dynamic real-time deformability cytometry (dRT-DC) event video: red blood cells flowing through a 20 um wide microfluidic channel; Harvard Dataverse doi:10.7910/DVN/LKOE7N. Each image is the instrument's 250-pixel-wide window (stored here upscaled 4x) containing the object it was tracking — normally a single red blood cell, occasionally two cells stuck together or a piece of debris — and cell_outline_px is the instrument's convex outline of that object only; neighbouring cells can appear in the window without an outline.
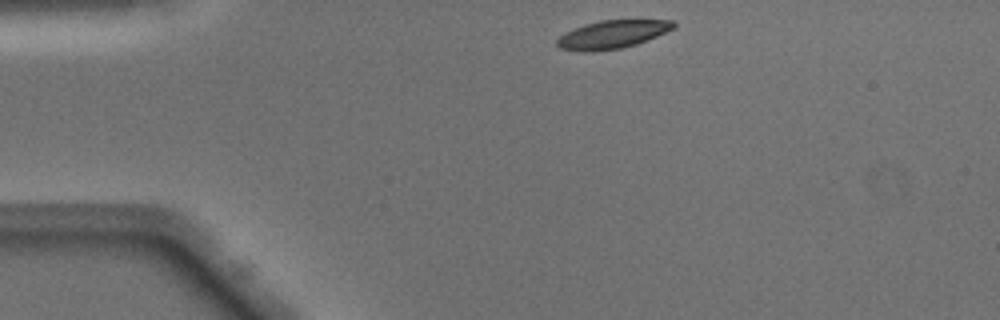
{"species": "Egyptian fruit bat (a non-hibernating species)", "species_latin": "Rousettus aegyptiacus", "temperature_condition": "warm", "stored_images_in_passage": 40, "camera_frame_rate_fps": 3000, "um_per_image_px": 0.085, "animal": {"sex": "male"}, "frame": {"image": 1, "passage_image": 1, "time_ms": 0.0, "image_size_px": [1000, 320], "cell_outline_px": [[676, 28], [636, 44], [620, 48], [592, 52], [584, 52], [560, 48], [556, 44], [556, 40], [564, 32], [584, 24], [600, 20], [672, 20], [676, 24]], "centroid_in_image_um": [52.03, 2.92], "position_along_channel_um": 33.0, "area_um2": 19.13}}
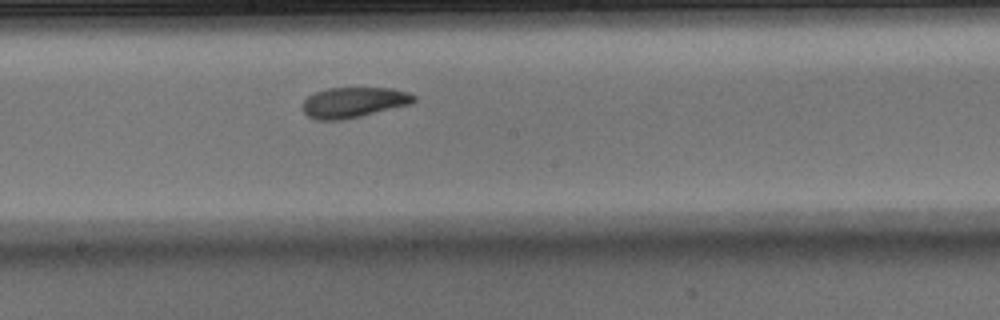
{"frame": {"image": 2, "passage_image": 18, "time_ms": 5.667, "image_size_px": [1000, 320], "cell_outline_px": [[416, 100], [412, 104], [344, 120], [316, 120], [308, 116], [300, 108], [304, 100], [308, 96], [316, 92], [328, 88], [392, 88], [408, 92], [416, 96]], "centroid_in_image_um": [30.06, 8.71], "position_along_channel_um": 218.1, "area_um2": 19.94}}
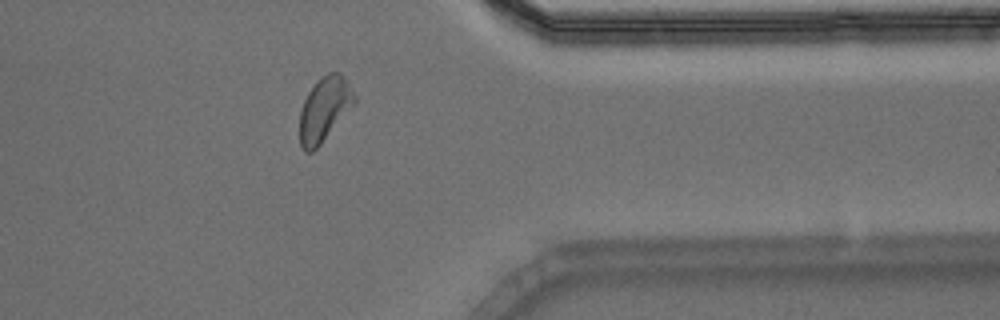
{"frame": {"image": 3, "passage_image": 31, "time_ms": 10.0, "image_size_px": [1000, 320], "cell_outline_px": [[356, 104], [320, 144], [312, 152], [304, 152], [300, 144], [300, 112], [304, 100], [308, 92], [316, 80], [328, 72], [340, 72], [352, 88], [356, 96]], "centroid_in_image_um": [27.59, 9.26], "position_along_channel_um": 383.8, "area_um2": 20.63}, "authors_computed_cell_mechanics": {"area_um2": 20.2589, "velocity_mm_per_s": 4.0763, "shape_relaxation_time_tau1_ms": 2.637, "shape_relaxation_time_tau2_ms": 3.2874, "deformation_change_tau1": 0.1373, "deformation_change_tau2": 0.1046}}